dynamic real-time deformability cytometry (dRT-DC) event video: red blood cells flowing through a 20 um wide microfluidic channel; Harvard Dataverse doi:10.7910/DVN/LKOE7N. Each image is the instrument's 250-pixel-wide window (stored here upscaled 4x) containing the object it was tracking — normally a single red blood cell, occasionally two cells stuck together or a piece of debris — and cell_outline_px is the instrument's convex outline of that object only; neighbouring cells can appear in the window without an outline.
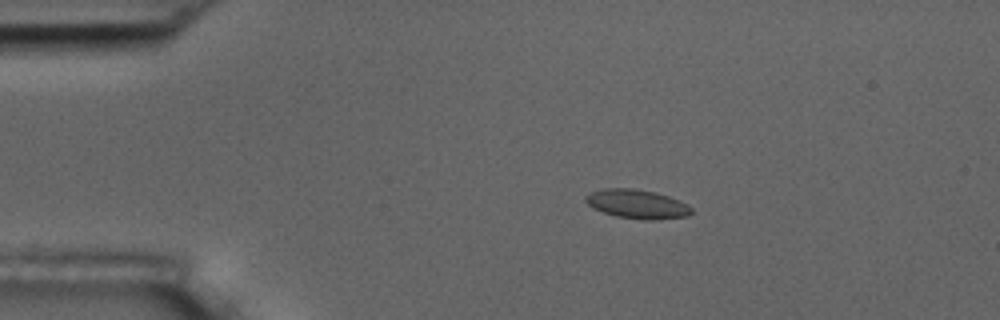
{"species": "common noctule bat (a hibernating species)", "species_latin": "Nyctalus noctula", "temperature_condition": "room temperature", "stored_images_in_passage": 7, "camera_frame_rate_fps": 3000, "um_per_image_px": 0.085, "animal": {"sex": "male", "body_mass_g": 17.5, "forearm_length_mm": 52.3}, "frame": {"image": 1, "passage_image": 4, "time_ms": 3.333, "image_size_px": [1000, 320], "cell_outline_px": [[692, 212], [688, 216], [652, 220], [644, 220], [616, 216], [592, 208], [584, 200], [584, 196], [592, 192], [604, 188], [632, 188], [656, 192], [680, 200], [688, 204], [692, 208]], "centroid_in_image_um": [54.16, 17.34], "position_along_channel_um": 30.8, "area_um2": 17.98}}
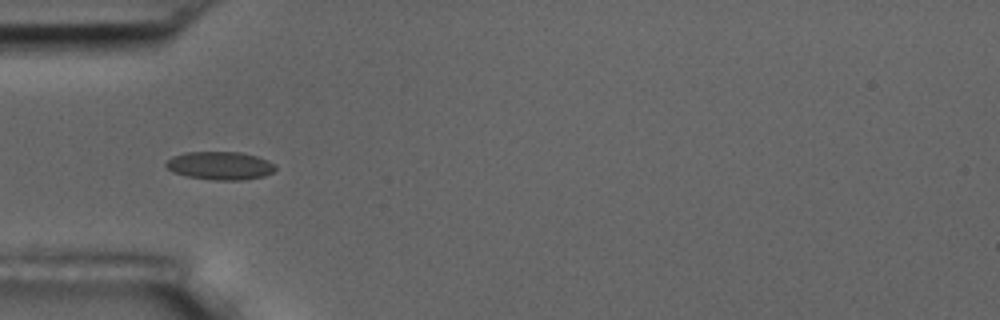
{"frame": {"image": 2, "passage_image": 6, "time_ms": 5.667, "image_size_px": [1000, 320], "cell_outline_px": [[276, 168], [272, 172], [264, 176], [240, 180], [212, 180], [184, 176], [172, 172], [164, 164], [172, 156], [184, 152], [240, 152], [256, 156], [268, 160], [276, 164]], "centroid_in_image_um": [18.69, 14.08], "position_along_channel_um": 66.3, "area_um2": 18.09}}